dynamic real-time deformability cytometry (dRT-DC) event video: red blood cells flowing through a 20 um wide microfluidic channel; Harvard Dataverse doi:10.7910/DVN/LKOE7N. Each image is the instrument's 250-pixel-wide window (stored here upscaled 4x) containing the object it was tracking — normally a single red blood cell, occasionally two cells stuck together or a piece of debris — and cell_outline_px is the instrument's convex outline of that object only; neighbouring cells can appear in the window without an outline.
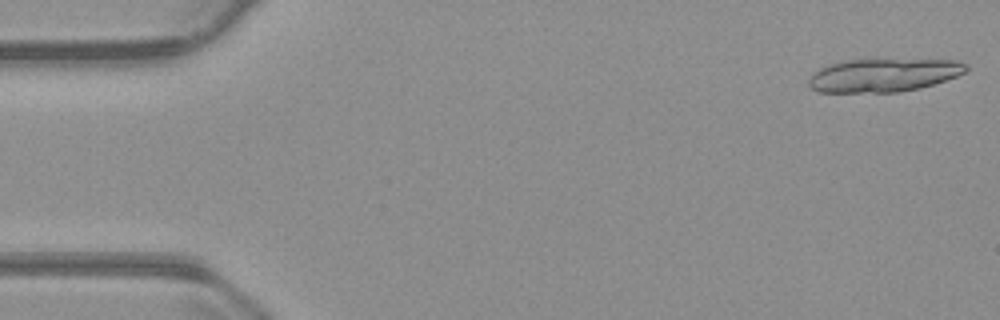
{"species": "common noctule bat (a hibernating species)", "species_latin": "Nyctalus noctula", "temperature_condition": "warm", "stored_images_in_passage": 17, "segment_of_instrument_passage": [1, 2], "camera_frame_rate_fps": 3000, "um_per_image_px": 0.085, "animal": {"sex": "male", "body_mass_g": 23.1, "forearm_length_mm": 52.7}, "frame": {"image": 1, "passage_image": 1, "time_ms": 0.0, "image_size_px": [1000, 320], "cell_outline_px": [[964, 72], [932, 84], [912, 88], [888, 92], [824, 92], [816, 88], [820, 72], [828, 68], [840, 64], [868, 60], [884, 60], [960, 64], [964, 68]], "centroid_in_image_um": [75.15, 6.44], "position_along_channel_um": 9.9, "area_um2": 26.3}}